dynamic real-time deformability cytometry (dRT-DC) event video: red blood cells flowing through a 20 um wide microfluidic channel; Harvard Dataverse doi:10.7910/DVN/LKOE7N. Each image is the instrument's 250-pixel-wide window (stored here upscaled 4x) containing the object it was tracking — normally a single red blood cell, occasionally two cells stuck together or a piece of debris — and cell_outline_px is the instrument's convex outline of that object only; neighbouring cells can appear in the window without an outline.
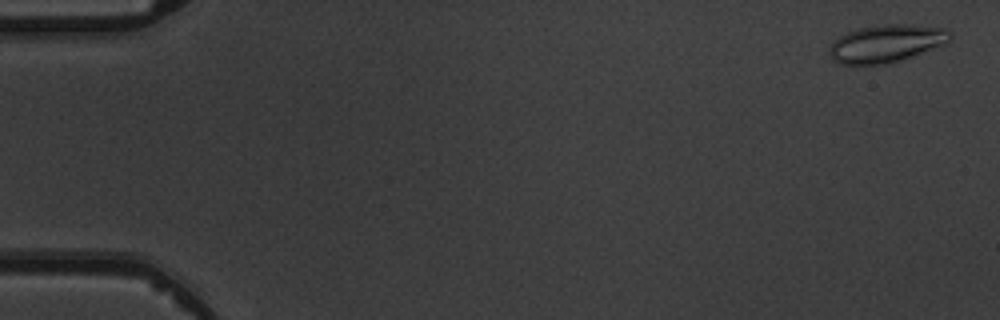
{"species": "common noctule bat (a hibernating species)", "species_latin": "Nyctalus noctula", "temperature_condition": "warm", "stored_images_in_passage": 5, "camera_frame_rate_fps": 3000, "um_per_image_px": 0.085, "animal": {"sex": "male", "body_mass_g": 19.5, "forearm_length_mm": 54.6}, "frame": {"image": 1, "passage_image": 1, "time_ms": 0.0, "image_size_px": [1000, 320], "cell_outline_px": [[952, 36], [944, 44], [912, 56], [888, 64], [840, 64], [832, 60], [828, 52], [828, 48], [840, 36], [848, 32], [860, 28], [884, 24], [904, 24], [944, 28], [952, 32]], "centroid_in_image_um": [75.32, 3.7], "position_along_channel_um": 9.7, "area_um2": 26.24}}
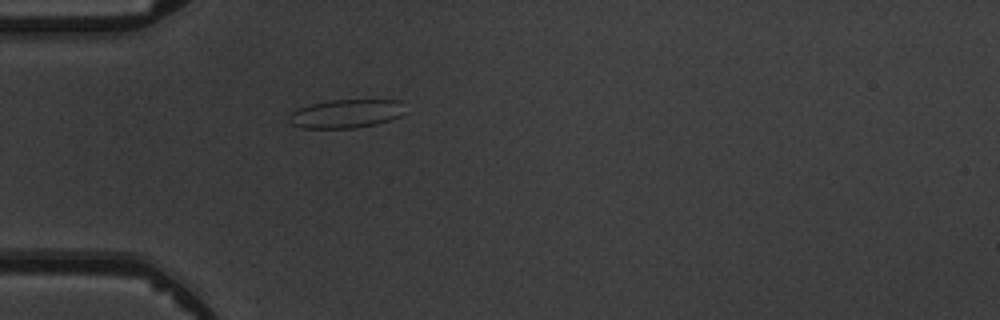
{"frame": {"image": 2, "passage_image": 5, "time_ms": 4.667, "image_size_px": [1000, 320], "cell_outline_px": [[404, 112], [400, 116], [376, 124], [356, 128], [300, 128], [292, 124], [288, 120], [288, 116], [292, 112], [300, 108], [312, 104], [332, 100], [400, 100]], "centroid_in_image_um": [29.39, 9.67], "position_along_channel_um": 55.6, "area_um2": 19.13}}